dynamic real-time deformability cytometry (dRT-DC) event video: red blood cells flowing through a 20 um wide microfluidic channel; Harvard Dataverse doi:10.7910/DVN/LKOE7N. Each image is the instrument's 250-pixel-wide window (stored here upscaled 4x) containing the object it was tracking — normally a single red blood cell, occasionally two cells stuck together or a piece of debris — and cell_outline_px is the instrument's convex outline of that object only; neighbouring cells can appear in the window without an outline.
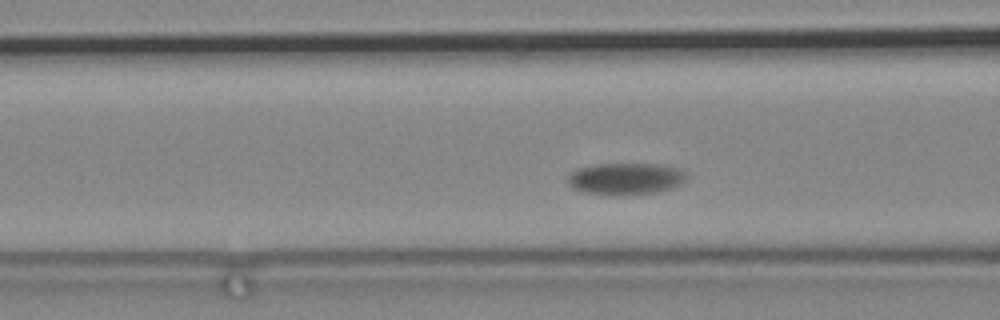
{"species": "common noctule bat (a hibernating species)", "species_latin": "Nyctalus noctula", "temperature_condition": "cold", "stored_images_in_passage": 50, "camera_frame_rate_fps": 3000, "um_per_image_px": 0.085, "animal": {"sex": "male", "body_mass_g": 19.2, "forearm_length_mm": 51.8}, "frame": {"image": 1, "passage_image": 7, "time_ms": 2.0, "image_size_px": [1000, 320], "cell_outline_px": [[688, 176], [680, 184], [672, 188], [656, 192], [620, 196], [584, 192], [572, 188], [568, 184], [568, 176], [576, 168], [596, 164], [656, 164], [680, 168]], "centroid_in_image_um": [53.16, 15.19], "position_along_channel_um": 113.4, "area_um2": 22.14}}
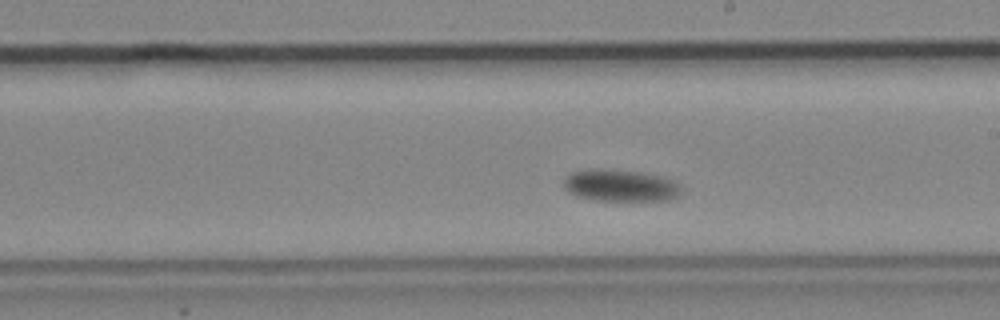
{"frame": {"image": 2, "passage_image": 20, "time_ms": 6.333, "image_size_px": [1000, 320], "cell_outline_px": [[680, 192], [672, 200], [596, 200], [576, 196], [568, 192], [564, 188], [564, 176], [572, 172], [588, 168], [600, 168], [636, 172], [660, 176], [672, 180], [680, 188]], "centroid_in_image_um": [52.65, 15.76], "position_along_channel_um": 236.4, "area_um2": 21.73}}
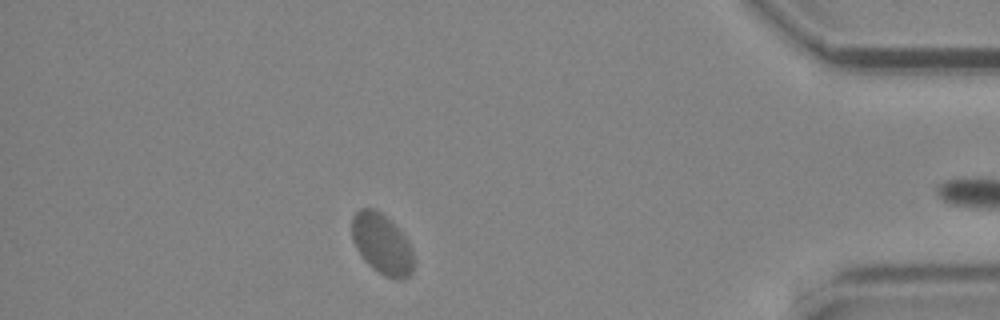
{"frame": {"image": 3, "passage_image": 42, "time_ms": 13.667, "image_size_px": [1000, 320], "cell_outline_px": [[412, 272], [404, 280], [396, 280], [384, 276], [368, 264], [364, 260], [356, 248], [352, 240], [352, 216], [360, 208], [376, 208], [392, 220], [408, 240], [412, 248]], "centroid_in_image_um": [32.46, 20.72], "position_along_channel_um": 402.7, "area_um2": 22.08}}